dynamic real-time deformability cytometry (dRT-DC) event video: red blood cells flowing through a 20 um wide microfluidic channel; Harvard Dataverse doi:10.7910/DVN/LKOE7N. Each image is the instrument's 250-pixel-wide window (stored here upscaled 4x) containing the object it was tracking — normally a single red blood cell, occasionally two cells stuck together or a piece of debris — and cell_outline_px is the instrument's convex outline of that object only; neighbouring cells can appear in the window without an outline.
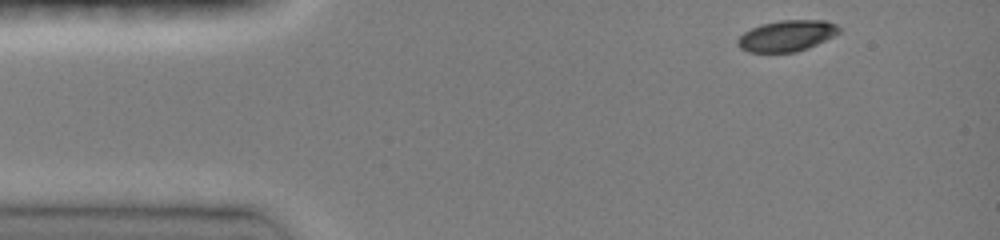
{"species": "common noctule bat (a hibernating species)", "species_latin": "Nyctalus noctula", "temperature_condition": "room temperature", "stored_images_in_passage": 8, "camera_frame_rate_fps": 3000, "um_per_image_px": 0.085, "animal": {"sex": "female", "body_mass_g": 19.0, "forearm_length_mm": 51.5}, "frame": {"image": 1, "passage_image": 1, "time_ms": 0.0, "image_size_px": [1000, 240], "cell_outline_px": [[840, 32], [808, 48], [796, 52], [748, 52], [740, 48], [736, 44], [736, 40], [744, 32], [760, 24], [780, 20], [824, 20], [836, 24], [840, 28]], "centroid_in_image_um": [66.84, 3.04], "position_along_channel_um": 18.2, "area_um2": 18.32}}
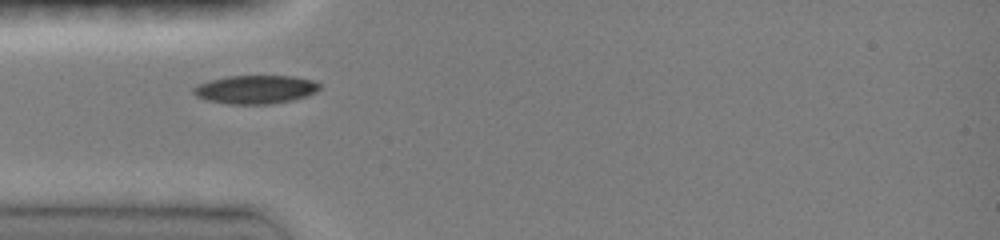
{"frame": {"image": 2, "passage_image": 5, "time_ms": 3.0, "image_size_px": [1000, 240], "cell_outline_px": [[320, 88], [316, 92], [308, 96], [292, 100], [272, 104], [228, 104], [204, 100], [196, 96], [192, 92], [192, 88], [208, 80], [224, 76], [292, 76], [312, 80], [320, 84]], "centroid_in_image_um": [21.69, 7.61], "position_along_channel_um": 63.3, "area_um2": 21.15}}
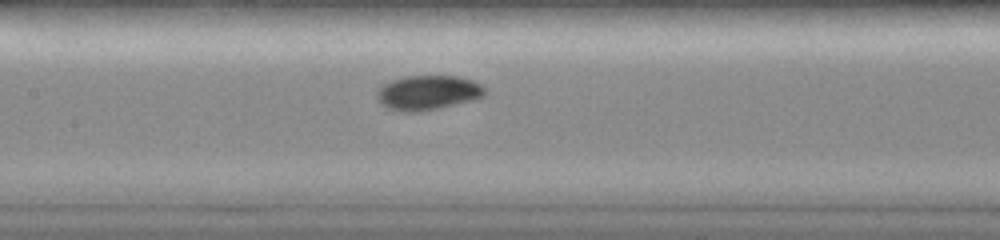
{"frame": {"image": 3, "passage_image": 8, "time_ms": 5.667, "image_size_px": [1000, 240], "cell_outline_px": [[488, 92], [484, 96], [472, 100], [440, 108], [420, 112], [400, 112], [388, 108], [380, 104], [376, 96], [376, 92], [384, 84], [392, 80], [404, 76], [460, 76], [472, 80], [488, 88]], "centroid_in_image_um": [36.39, 7.88], "position_along_channel_um": 171.0, "area_um2": 22.08}}